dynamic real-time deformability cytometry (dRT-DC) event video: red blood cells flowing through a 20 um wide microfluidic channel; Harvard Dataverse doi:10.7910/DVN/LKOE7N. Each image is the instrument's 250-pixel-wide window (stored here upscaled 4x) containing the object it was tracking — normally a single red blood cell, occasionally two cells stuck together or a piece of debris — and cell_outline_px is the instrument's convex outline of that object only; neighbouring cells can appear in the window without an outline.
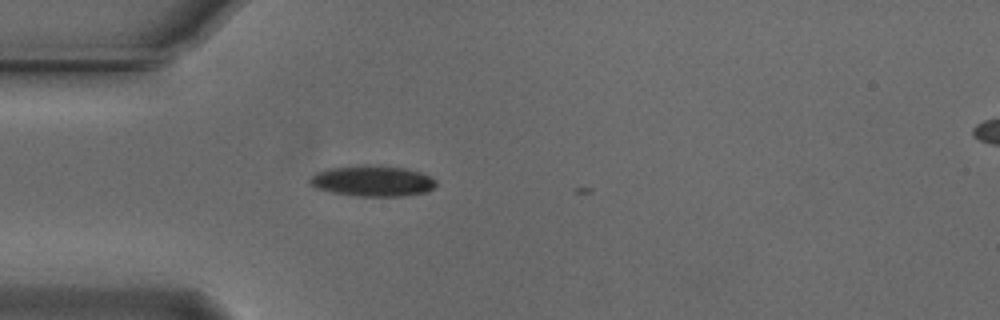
{"species": "Egyptian fruit bat (a non-hibernating species)", "species_latin": "Rousettus aegyptiacus", "temperature_condition": "cold", "stored_images_in_passage": 2, "camera_frame_rate_fps": 3000, "um_per_image_px": 0.085, "animal": {"sex": "male"}, "frame": {"image": 1, "passage_image": 1, "time_ms": 0.0, "image_size_px": [1000, 320], "cell_outline_px": [[436, 184], [432, 188], [424, 192], [400, 196], [356, 196], [332, 192], [316, 188], [308, 184], [308, 180], [316, 172], [328, 168], [360, 164], [364, 164], [404, 168], [420, 172], [436, 180]], "centroid_in_image_um": [31.59, 15.37], "position_along_channel_um": 53.4, "area_um2": 22.66}}